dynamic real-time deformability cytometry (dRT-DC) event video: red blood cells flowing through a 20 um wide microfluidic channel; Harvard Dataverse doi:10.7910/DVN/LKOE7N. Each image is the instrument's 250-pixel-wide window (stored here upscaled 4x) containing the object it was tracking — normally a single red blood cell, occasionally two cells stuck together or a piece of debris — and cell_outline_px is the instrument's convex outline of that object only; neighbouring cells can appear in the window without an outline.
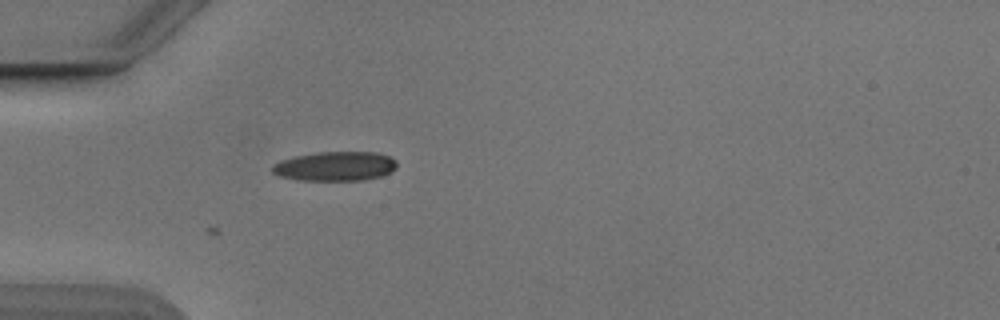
{"species": "Egyptian fruit bat (a non-hibernating species)", "species_latin": "Rousettus aegyptiacus", "temperature_condition": "cold", "stored_images_in_passage": 3, "camera_frame_rate_fps": 3000, "um_per_image_px": 0.085, "animal": {"sex": "male"}, "frame": {"image": 1, "passage_image": 3, "time_ms": 0.667, "image_size_px": [1000, 320], "cell_outline_px": [[396, 168], [380, 176], [364, 180], [300, 180], [280, 176], [272, 172], [272, 164], [280, 160], [296, 156], [320, 152], [376, 152], [388, 156], [396, 160]], "centroid_in_image_um": [28.47, 14.13], "position_along_channel_um": 56.5, "area_um2": 21.15}}